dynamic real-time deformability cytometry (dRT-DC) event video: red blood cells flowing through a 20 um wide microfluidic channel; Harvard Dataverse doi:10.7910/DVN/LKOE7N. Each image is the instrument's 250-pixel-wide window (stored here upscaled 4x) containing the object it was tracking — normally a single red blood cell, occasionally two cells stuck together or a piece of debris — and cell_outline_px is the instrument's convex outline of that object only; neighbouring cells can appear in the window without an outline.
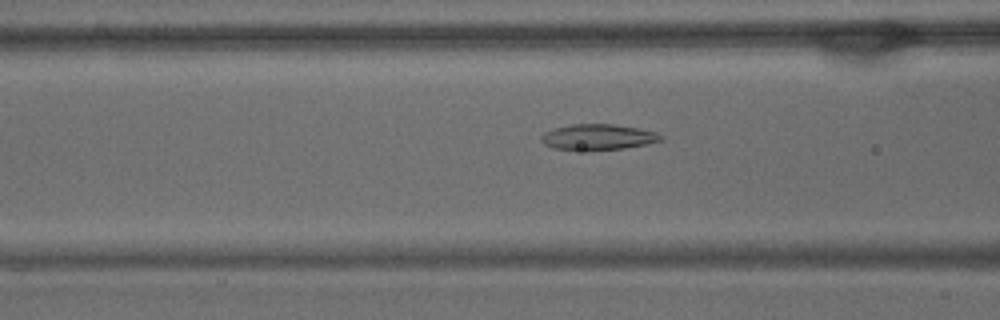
{"species": "common noctule bat (a hibernating species)", "species_latin": "Nyctalus noctula", "temperature_condition": "warm", "stored_images_in_passage": 44, "camera_frame_rate_fps": 3000, "um_per_image_px": 0.085, "animal": {"sex": "male", "body_mass_g": 15.6}, "frame": {"image": 1, "passage_image": 14, "time_ms": 4.333, "image_size_px": [1000, 320], "cell_outline_px": [[664, 140], [648, 144], [624, 148], [588, 152], [552, 148], [544, 144], [540, 140], [540, 136], [544, 132], [552, 128], [572, 124], [612, 124], [636, 128], [656, 132], [664, 136]], "centroid_in_image_um": [50.79, 11.67], "position_along_channel_um": 115.8, "area_um2": 18.5}}
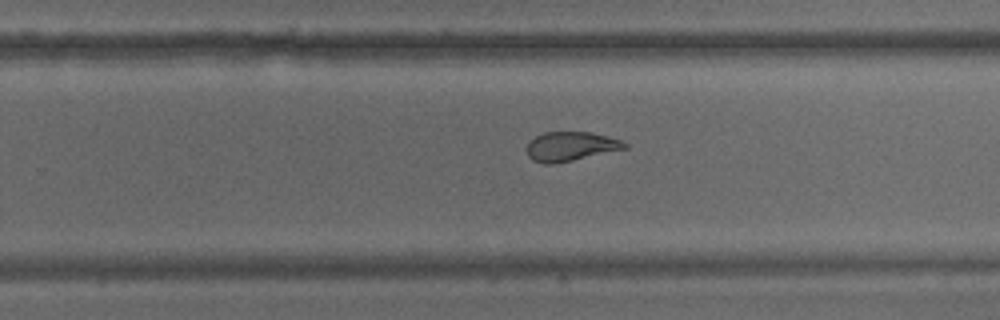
{"frame": {"image": 2, "passage_image": 28, "time_ms": 9.0, "image_size_px": [1000, 320], "cell_outline_px": [[628, 148], [556, 164], [544, 164], [532, 160], [528, 156], [528, 140], [544, 132], [592, 132], [608, 136], [620, 140], [628, 144]], "centroid_in_image_um": [48.51, 12.45], "position_along_channel_um": 281.3, "area_um2": 16.82}}
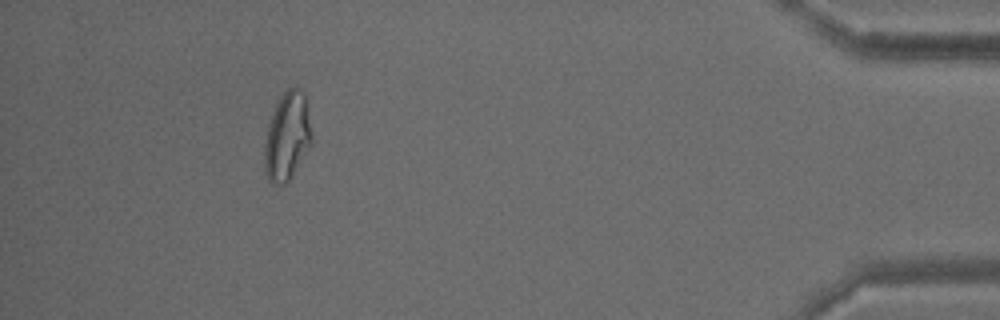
{"frame": {"image": 3, "passage_image": 44, "time_ms": 14.333, "image_size_px": [1000, 320], "cell_outline_px": [[312, 144], [292, 176], [284, 184], [280, 184], [268, 180], [264, 172], [264, 144], [272, 112], [276, 104], [284, 92], [288, 88], [300, 88], [304, 92], [312, 136]], "centroid_in_image_um": [24.41, 11.61], "position_along_channel_um": 410.8, "area_um2": 24.1}, "authors_computed_cell_mechanics": {"area_um2": 18.6983, "velocity_mm_per_s": 3.5433, "shape_relaxation_time_tau1_ms": null, "shape_relaxation_time_tau2_ms": 1.7298, "deformation_change_tau1": null, "deformation_change_tau2": 0.0888}}